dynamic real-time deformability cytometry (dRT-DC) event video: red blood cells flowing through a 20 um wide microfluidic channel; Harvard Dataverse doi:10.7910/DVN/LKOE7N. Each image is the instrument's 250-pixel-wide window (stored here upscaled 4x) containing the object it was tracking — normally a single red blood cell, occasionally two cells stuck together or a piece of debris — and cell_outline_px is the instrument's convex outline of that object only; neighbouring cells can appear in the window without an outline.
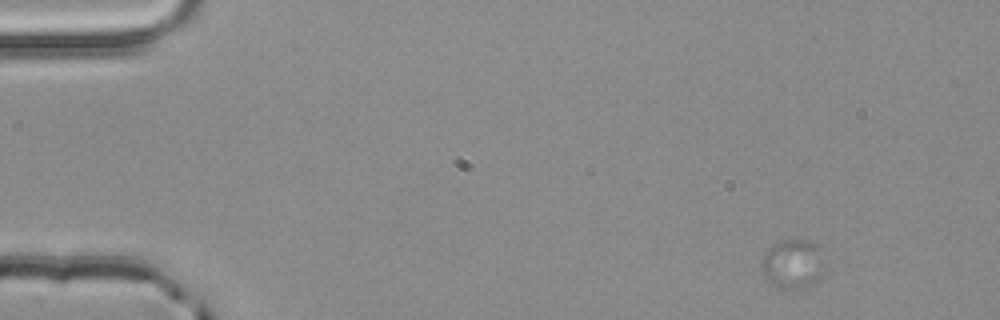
{"species": "common noctule bat (a hibernating species)", "species_latin": "Nyctalus noctula", "temperature_condition": "room temperature", "stored_images_in_passage": 4, "segment_of_instrument_passage": [2, 2], "camera_frame_rate_fps": 3000, "um_per_image_px": 0.085, "animal": {"sex": "male", "body_mass_g": 20.4}, "frame": {"image": 1, "passage_image": 4, "time_ms": 1.0, "image_size_px": [1000, 320], "cell_outline_px": [[820, 276], [812, 284], [804, 288], [776, 288], [764, 276], [760, 268], [760, 260], [764, 252], [772, 244], [780, 240], [812, 240], [820, 244]], "centroid_in_image_um": [67.3, 22.4], "position_along_channel_um": 17.7, "area_um2": 18.09}}